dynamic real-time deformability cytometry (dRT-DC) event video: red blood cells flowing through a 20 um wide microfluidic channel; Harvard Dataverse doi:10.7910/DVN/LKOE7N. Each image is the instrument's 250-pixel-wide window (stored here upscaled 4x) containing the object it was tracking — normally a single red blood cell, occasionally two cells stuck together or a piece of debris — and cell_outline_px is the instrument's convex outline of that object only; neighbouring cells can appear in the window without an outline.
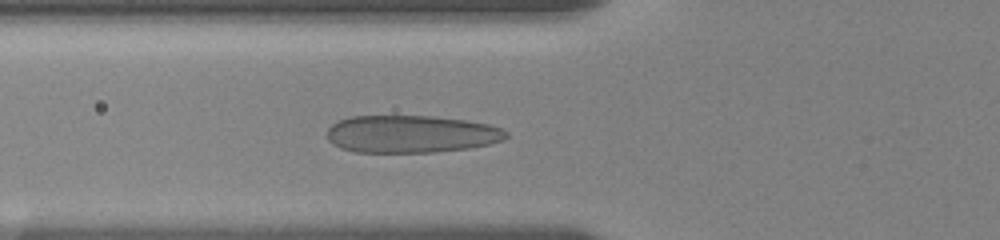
{"species": "human", "species_latin": "Homo sapiens", "temperature_condition": "room temperature", "stored_images_in_passage": 56, "camera_frame_rate_fps": 3000, "um_per_image_px": 0.085, "donor": {"sex": "female"}, "frame": {"image": 1, "passage_image": 21, "time_ms": 6.667, "image_size_px": [1000, 240], "cell_outline_px": [[508, 136], [504, 140], [488, 144], [468, 148], [436, 152], [356, 152], [340, 148], [332, 144], [328, 140], [328, 128], [332, 124], [340, 120], [352, 116], [432, 116], [464, 120], [488, 124], [500, 128], [508, 132]], "centroid_in_image_um": [34.93, 11.4], "position_along_channel_um": 90.9, "area_um2": 39.07}}
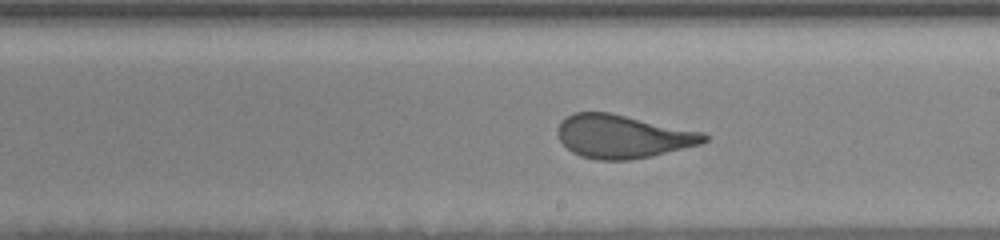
{"frame": {"image": 2, "passage_image": 37, "time_ms": 10.667, "image_size_px": [1000, 240], "cell_outline_px": [[708, 140], [700, 144], [652, 156], [628, 160], [596, 160], [580, 156], [572, 152], [560, 140], [556, 132], [560, 120], [572, 112], [608, 112], [704, 132], [708, 136]], "centroid_in_image_um": [52.9, 11.59], "position_along_channel_um": 236.1, "area_um2": 37.05}}
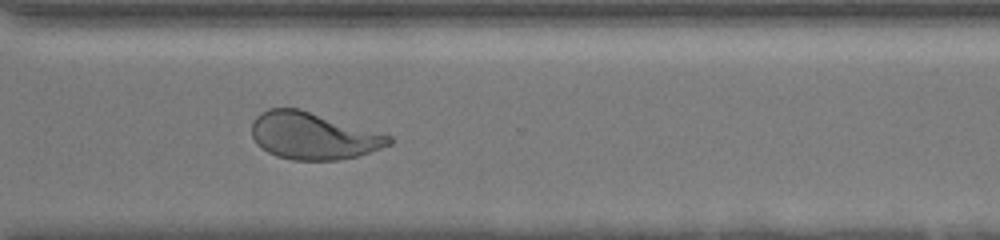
{"frame": {"image": 3, "passage_image": 55, "time_ms": 13.667, "image_size_px": [1000, 240], "cell_outline_px": [[392, 144], [356, 156], [340, 160], [292, 160], [276, 156], [268, 152], [256, 144], [252, 136], [252, 120], [260, 112], [268, 108], [300, 108], [392, 136]], "centroid_in_image_um": [26.58, 11.54], "position_along_channel_um": 344.0, "area_um2": 37.69}}